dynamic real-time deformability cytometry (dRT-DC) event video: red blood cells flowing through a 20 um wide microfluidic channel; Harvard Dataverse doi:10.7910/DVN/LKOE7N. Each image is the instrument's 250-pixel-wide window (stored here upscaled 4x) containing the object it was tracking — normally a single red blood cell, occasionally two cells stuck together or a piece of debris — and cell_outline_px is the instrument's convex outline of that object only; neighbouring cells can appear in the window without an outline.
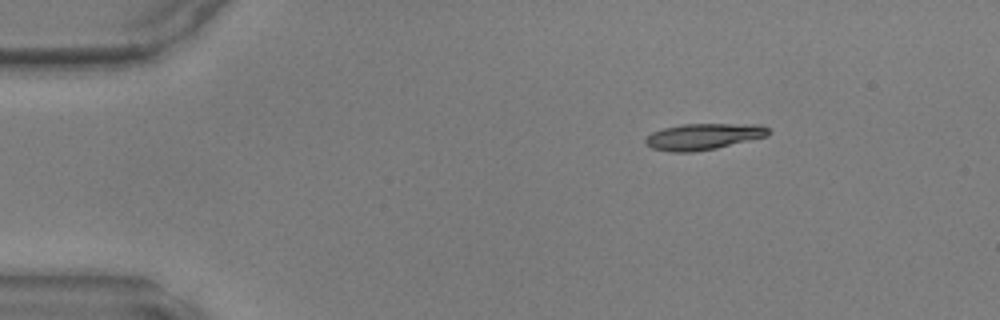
{"species": "common noctule bat (a hibernating species)", "species_latin": "Nyctalus noctula", "temperature_condition": "warm", "stored_images_in_passage": 41, "camera_frame_rate_fps": 3000, "um_per_image_px": 0.085, "animal": {"sex": "male", "body_mass_g": 17.9, "forearm_length_mm": 54.2}, "frame": {"image": 1, "passage_image": 1, "time_ms": 0.0, "image_size_px": [1000, 320], "cell_outline_px": [[772, 132], [768, 136], [716, 148], [692, 152], [672, 152], [652, 148], [644, 144], [644, 140], [652, 132], [664, 128], [684, 124], [760, 124], [768, 128]], "centroid_in_image_um": [59.81, 11.6], "position_along_channel_um": 25.2, "area_um2": 18.84}}
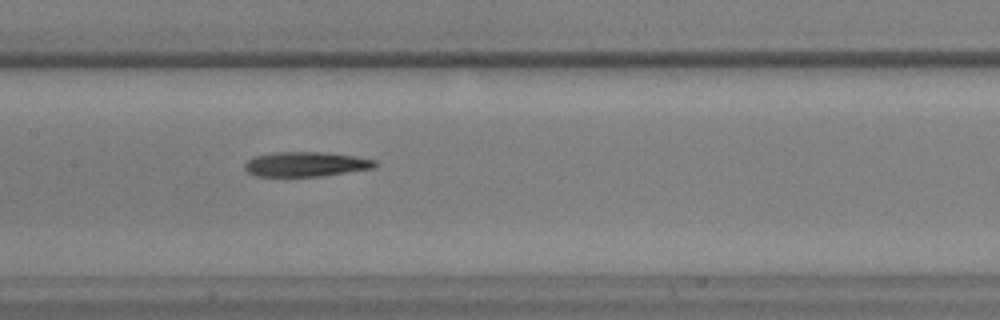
{"frame": {"image": 2, "passage_image": 17, "time_ms": 5.333, "image_size_px": [1000, 320], "cell_outline_px": [[376, 168], [320, 176], [256, 176], [248, 172], [244, 168], [244, 164], [248, 160], [256, 156], [272, 152], [320, 152], [356, 156], [376, 160]], "centroid_in_image_um": [26.01, 13.95], "position_along_channel_um": 181.4, "area_um2": 18.73}}
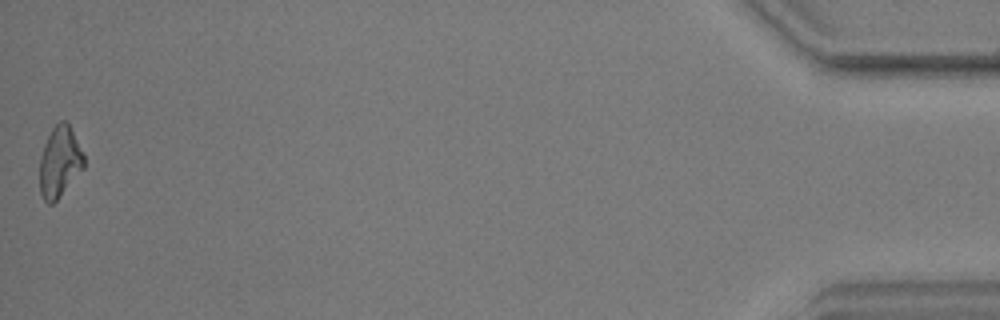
{"frame": {"image": 3, "passage_image": 41, "time_ms": 13.333, "image_size_px": [1000, 320], "cell_outline_px": [[84, 168], [60, 196], [52, 204], [48, 204], [44, 200], [40, 192], [40, 156], [44, 144], [52, 128], [60, 120], [64, 120], [68, 124], [84, 156]], "centroid_in_image_um": [5.05, 13.78], "position_along_channel_um": 430.1, "area_um2": 17.98}}